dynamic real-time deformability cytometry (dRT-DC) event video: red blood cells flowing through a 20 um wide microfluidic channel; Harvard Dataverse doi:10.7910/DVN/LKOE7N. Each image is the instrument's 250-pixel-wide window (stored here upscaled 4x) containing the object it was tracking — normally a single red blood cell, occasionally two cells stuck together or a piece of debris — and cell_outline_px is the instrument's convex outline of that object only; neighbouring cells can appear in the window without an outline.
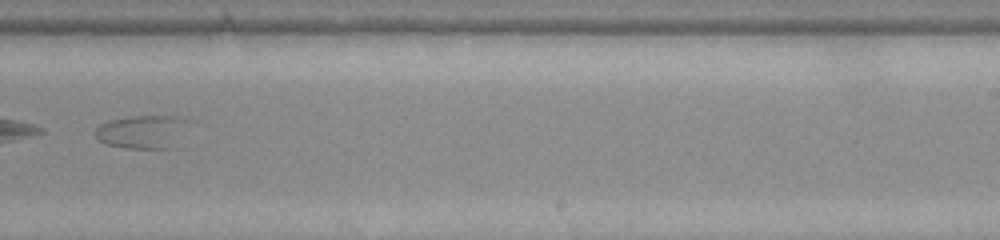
{"species": "common noctule bat (a hibernating species)", "species_latin": "Nyctalus noctula", "temperature_condition": "warm", "stored_images_in_passage": 28, "camera_frame_rate_fps": 3000, "um_per_image_px": 0.085, "animal": {"sex": "female", "body_mass_g": 22.0, "forearm_length_mm": 56.7}, "frame": {"image": 1, "passage_image": 22, "time_ms": 7.0, "image_size_px": [1000, 240], "cell_outline_px": [[196, 120], [176, 148], [124, 148], [108, 144], [96, 140], [96, 128], [100, 124], [112, 120], [132, 116], [184, 116]], "centroid_in_image_um": [12.31, 11.19], "position_along_channel_um": 276.7, "area_um2": 19.07}}
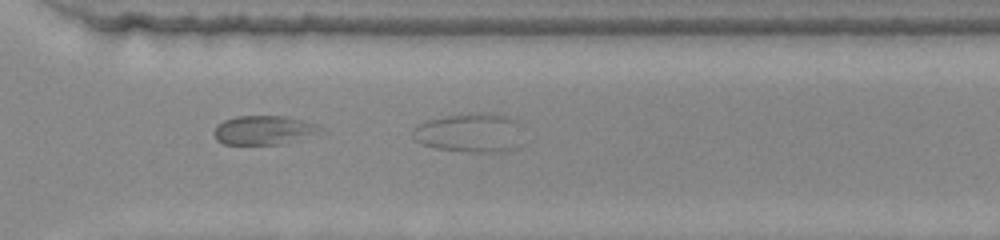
{"frame": {"image": 2, "passage_image": 26, "time_ms": 8.333, "image_size_px": [1000, 240], "cell_outline_px": [[520, 144], [516, 148], [504, 152], [468, 152], [436, 148], [420, 144], [412, 136], [412, 132], [420, 124], [432, 120], [448, 116], [504, 116], [520, 120]], "centroid_in_image_um": [39.98, 11.36], "position_along_channel_um": 330.6, "area_um2": 24.22}}
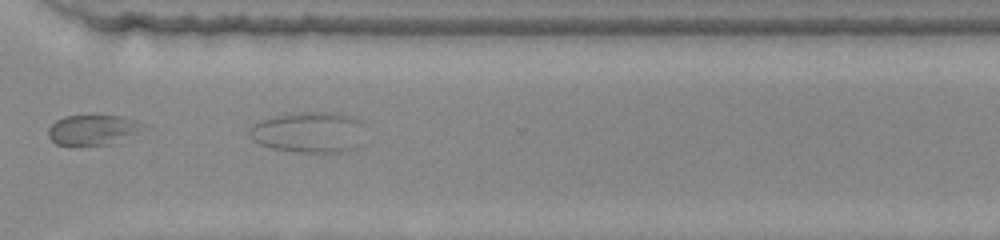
{"frame": {"image": 3, "passage_image": 27, "time_ms": 8.667, "image_size_px": [1000, 240], "cell_outline_px": [[148, 124], [120, 144], [76, 148], [56, 144], [48, 136], [48, 128], [56, 120], [64, 116], [124, 116]], "centroid_in_image_um": [7.91, 11.1], "position_along_channel_um": 362.7, "area_um2": 17.63}}